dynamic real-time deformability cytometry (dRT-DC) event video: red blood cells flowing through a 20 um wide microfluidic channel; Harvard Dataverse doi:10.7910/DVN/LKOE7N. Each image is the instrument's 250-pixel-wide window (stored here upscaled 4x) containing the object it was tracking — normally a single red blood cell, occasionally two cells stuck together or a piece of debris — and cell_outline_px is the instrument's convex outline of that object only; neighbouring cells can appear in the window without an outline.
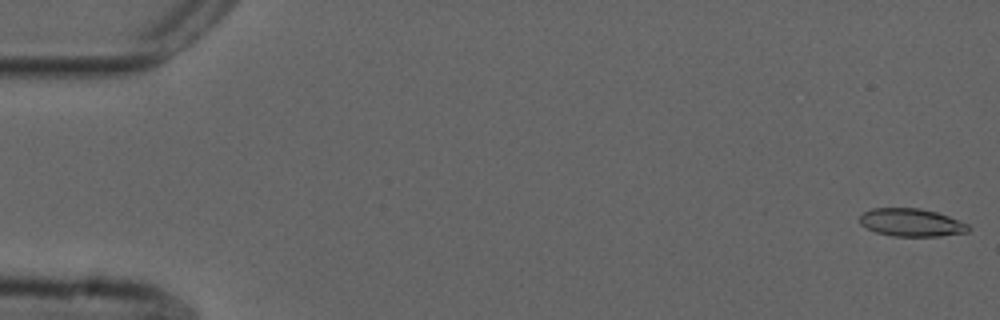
{"species": "common noctule bat (a hibernating species)", "species_latin": "Nyctalus noctula", "temperature_condition": "cold", "stored_images_in_passage": 17, "camera_frame_rate_fps": 3000, "um_per_image_px": 0.085, "animal": {"sex": "male", "forearm_length_mm": 52.5}, "frame": {"image": 1, "passage_image": 1, "time_ms": 0.0, "image_size_px": [1000, 320], "cell_outline_px": [[972, 228], [968, 232], [940, 236], [892, 236], [876, 232], [860, 224], [860, 216], [864, 212], [872, 208], [920, 208], [936, 212], [948, 216], [968, 224]], "centroid_in_image_um": [77.48, 18.91], "position_along_channel_um": 7.5, "area_um2": 17.63}}
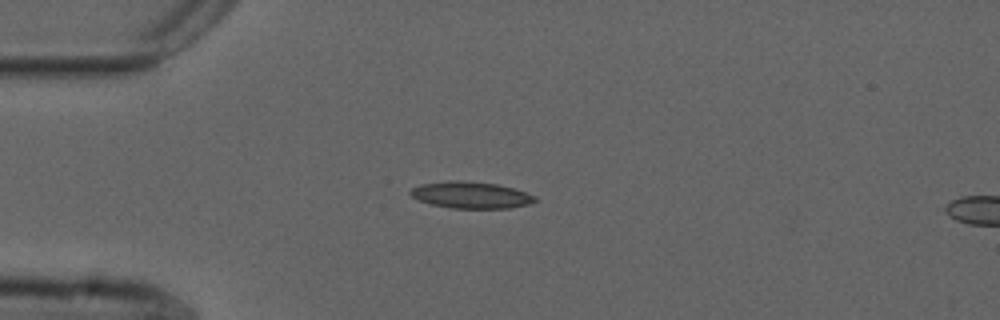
{"frame": {"image": 2, "passage_image": 14, "time_ms": 4.333, "image_size_px": [1000, 320], "cell_outline_px": [[536, 200], [528, 204], [508, 208], [452, 208], [432, 204], [420, 200], [412, 196], [408, 192], [412, 188], [420, 184], [496, 184], [512, 188], [536, 196]], "centroid_in_image_um": [40.08, 16.64], "position_along_channel_um": 44.9, "area_um2": 17.86}}